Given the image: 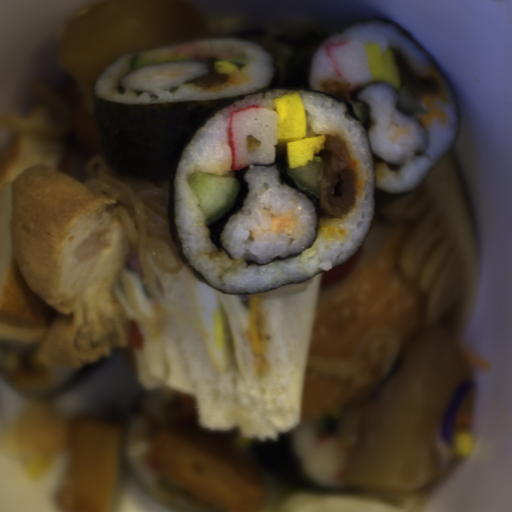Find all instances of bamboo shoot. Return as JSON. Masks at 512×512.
Returning a JSON list of instances; mask_svg holds the SVG:
<instances>
[{
	"mask_svg": "<svg viewBox=\"0 0 512 512\" xmlns=\"http://www.w3.org/2000/svg\"><path fill=\"white\" fill-rule=\"evenodd\" d=\"M372 220L402 227L399 266L420 293L421 321L445 324L461 338L480 293L479 251L460 182L447 153L420 185L389 193L374 185Z\"/></svg>",
	"mask_w": 512,
	"mask_h": 512,
	"instance_id": "15d580a7",
	"label": "bamboo shoot"
}]
</instances>
